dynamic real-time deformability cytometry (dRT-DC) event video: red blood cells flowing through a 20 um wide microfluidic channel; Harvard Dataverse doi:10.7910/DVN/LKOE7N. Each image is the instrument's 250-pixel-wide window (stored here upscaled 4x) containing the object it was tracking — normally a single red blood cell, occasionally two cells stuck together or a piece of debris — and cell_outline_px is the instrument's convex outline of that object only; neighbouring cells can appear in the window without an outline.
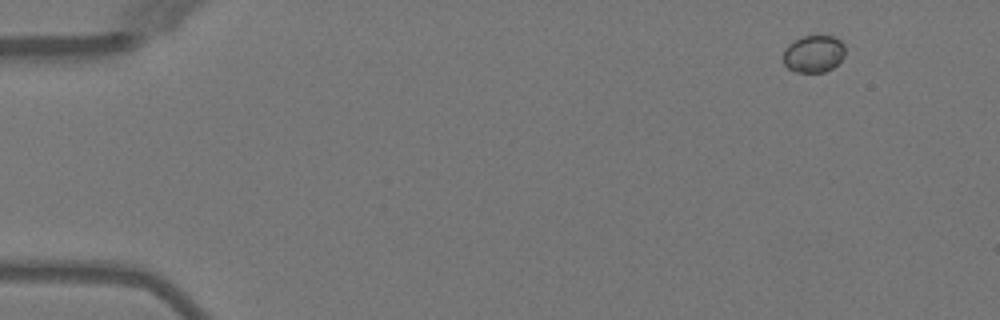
{"species": "Egyptian fruit bat (a non-hibernating species)", "species_latin": "Rousettus aegyptiacus", "temperature_condition": "warm", "stored_images_in_passage": 5, "camera_frame_rate_fps": 3000, "um_per_image_px": 0.085, "animal": {"sex": "female"}, "frame": {"image": 1, "passage_image": 2, "time_ms": 1.333, "image_size_px": [1000, 320], "cell_outline_px": [[844, 56], [832, 68], [824, 72], [796, 72], [788, 68], [784, 64], [784, 52], [788, 44], [804, 36], [832, 36], [840, 40], [844, 44]], "centroid_in_image_um": [69.16, 4.58], "position_along_channel_um": 15.8, "area_um2": 13.24}}
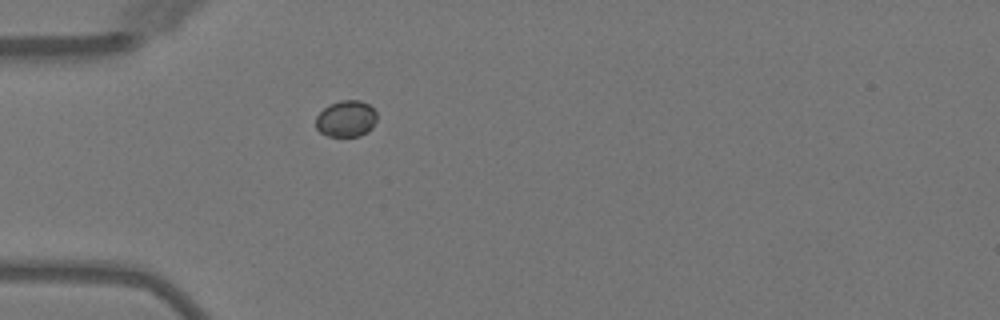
{"frame": {"image": 2, "passage_image": 5, "time_ms": 5.0, "image_size_px": [1000, 320], "cell_outline_px": [[376, 120], [372, 128], [368, 132], [360, 136], [328, 136], [320, 132], [316, 128], [316, 116], [328, 104], [340, 100], [360, 100], [368, 104], [376, 112]], "centroid_in_image_um": [29.42, 10.09], "position_along_channel_um": 55.6, "area_um2": 13.06}}